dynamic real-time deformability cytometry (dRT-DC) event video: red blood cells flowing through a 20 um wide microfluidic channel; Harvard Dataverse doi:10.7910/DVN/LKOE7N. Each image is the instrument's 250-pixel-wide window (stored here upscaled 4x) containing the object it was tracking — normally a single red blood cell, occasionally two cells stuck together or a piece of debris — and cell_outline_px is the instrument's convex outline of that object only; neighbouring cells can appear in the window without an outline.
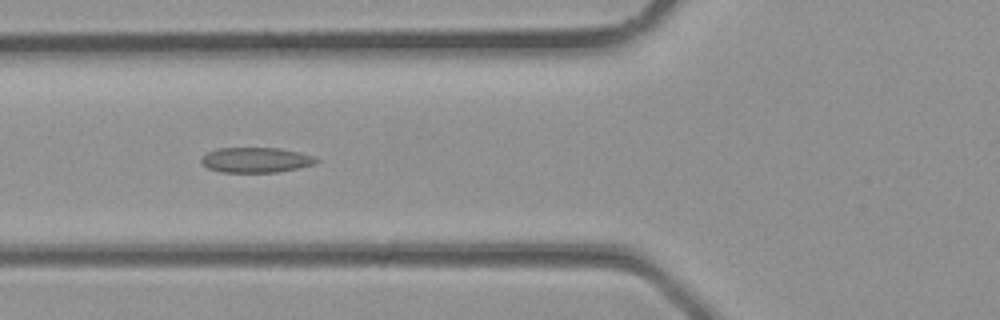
{"species": "common noctule bat (a hibernating species)", "species_latin": "Nyctalus noctula", "temperature_condition": "room temperature", "stored_images_in_passage": 33, "camera_frame_rate_fps": 3000, "um_per_image_px": 0.085, "animal": {"sex": "male", "body_mass_g": 23.1, "forearm_length_mm": 52.7}, "frame": {"image": 1, "passage_image": 13, "time_ms": 4.0, "image_size_px": [1000, 320], "cell_outline_px": [[320, 160], [316, 164], [276, 172], [220, 172], [208, 168], [200, 160], [208, 152], [216, 148], [280, 148], [300, 152], [312, 156]], "centroid_in_image_um": [21.76, 13.59], "position_along_channel_um": 104.0, "area_um2": 16.76}}
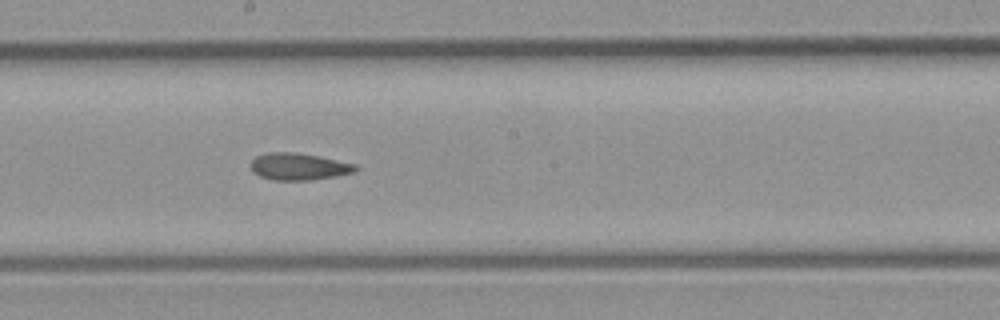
{"frame": {"image": 2, "passage_image": 19, "time_ms": 6.0, "image_size_px": [1000, 320], "cell_outline_px": [[360, 168], [356, 172], [336, 176], [312, 180], [272, 180], [260, 176], [252, 168], [252, 160], [256, 156], [264, 152], [292, 152], [320, 156], [356, 164]], "centroid_in_image_um": [25.45, 14.15], "position_along_channel_um": 222.7, "area_um2": 16.53}}
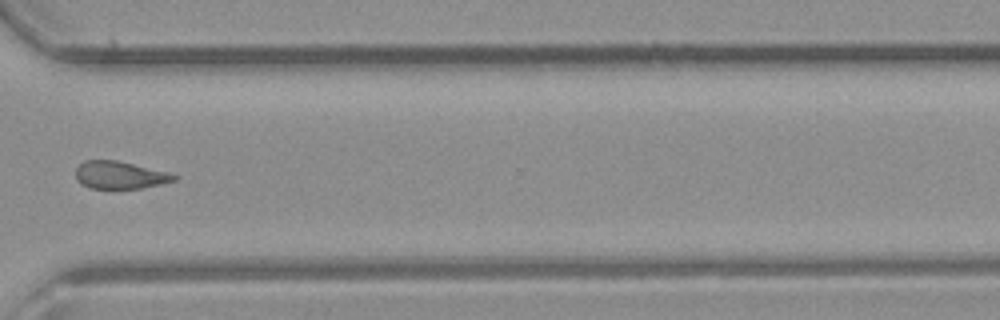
{"frame": {"image": 3, "passage_image": 26, "time_ms": 8.333, "image_size_px": [1000, 320], "cell_outline_px": [[180, 176], [176, 180], [160, 184], [140, 188], [92, 188], [80, 184], [76, 180], [76, 168], [84, 160], [116, 160]], "centroid_in_image_um": [10.13, 14.88], "position_along_channel_um": 360.5, "area_um2": 15.49}}